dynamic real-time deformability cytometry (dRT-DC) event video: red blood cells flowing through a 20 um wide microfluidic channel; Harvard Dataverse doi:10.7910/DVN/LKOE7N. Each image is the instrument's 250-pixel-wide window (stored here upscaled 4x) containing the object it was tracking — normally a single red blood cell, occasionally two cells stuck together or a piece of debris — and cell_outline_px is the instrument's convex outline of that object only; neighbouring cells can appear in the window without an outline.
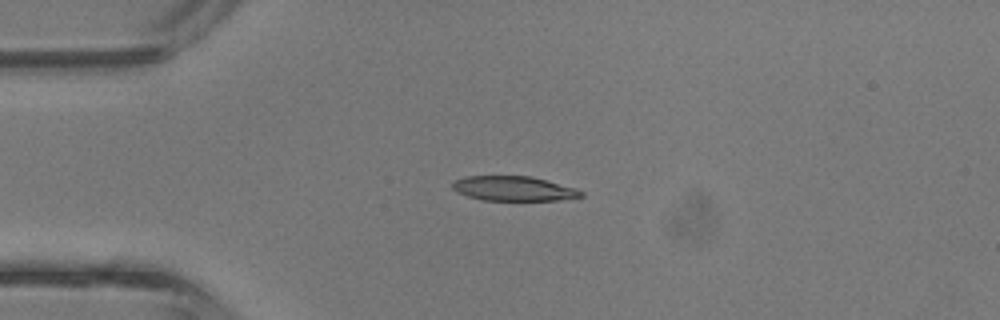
{"species": "common noctule bat (a hibernating species)", "species_latin": "Nyctalus noctula", "temperature_condition": "room temperature", "stored_images_in_passage": 4, "camera_frame_rate_fps": 3000, "um_per_image_px": 0.085, "animal": {"sex": "male", "body_mass_g": 13.3}, "frame": {"image": 1, "passage_image": 3, "time_ms": 0.667, "image_size_px": [1000, 320], "cell_outline_px": [[584, 196], [560, 200], [484, 200], [468, 196], [456, 192], [452, 188], [452, 184], [456, 180], [464, 176], [532, 176], [576, 188], [584, 192]], "centroid_in_image_um": [43.68, 16.02], "position_along_channel_um": 41.3, "area_um2": 18.5}}